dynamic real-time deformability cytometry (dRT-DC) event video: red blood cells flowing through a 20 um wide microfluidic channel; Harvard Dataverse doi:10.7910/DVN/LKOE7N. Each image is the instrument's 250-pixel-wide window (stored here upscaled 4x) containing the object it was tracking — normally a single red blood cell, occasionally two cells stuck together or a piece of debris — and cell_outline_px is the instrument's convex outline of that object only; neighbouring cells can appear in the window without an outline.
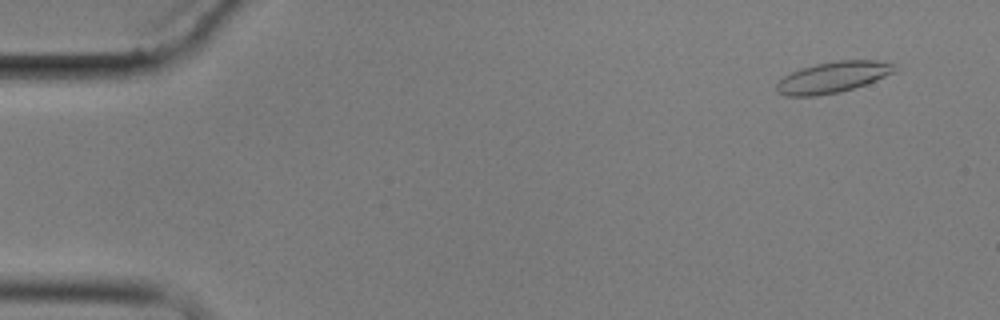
{"species": "common noctule bat (a hibernating species)", "species_latin": "Nyctalus noctula", "temperature_condition": "cold", "stored_images_in_passage": 7, "camera_frame_rate_fps": 3000, "um_per_image_px": 0.085, "animal": {"sex": "male", "body_mass_g": 17.9}, "frame": {"image": 1, "passage_image": 1, "time_ms": 0.0, "image_size_px": [1000, 320], "cell_outline_px": [[896, 72], [876, 80], [840, 92], [816, 96], [788, 96], [776, 92], [776, 84], [784, 76], [792, 72], [816, 64], [840, 60], [876, 60], [892, 64]], "centroid_in_image_um": [70.77, 6.57], "position_along_channel_um": 14.2, "area_um2": 21.04}}
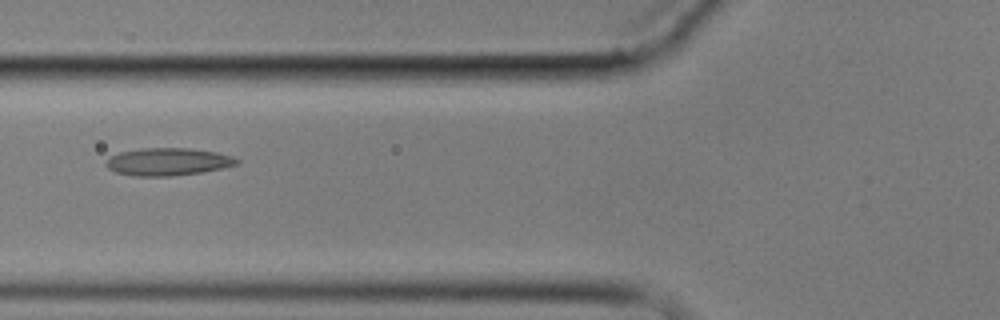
{"frame": {"image": 2, "passage_image": 6, "time_ms": 6.0, "image_size_px": [1000, 320], "cell_outline_px": [[240, 164], [200, 172], [172, 176], [132, 176], [116, 172], [108, 168], [104, 164], [112, 156], [120, 152], [144, 148], [192, 148], [216, 152], [232, 156], [240, 160]], "centroid_in_image_um": [14.29, 13.75], "position_along_channel_um": 111.5, "area_um2": 20.92}}
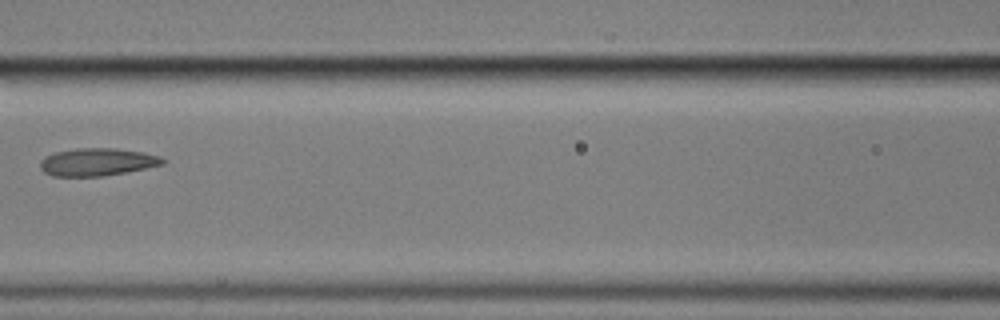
{"frame": {"image": 3, "passage_image": 7, "time_ms": 7.333, "image_size_px": [1000, 320], "cell_outline_px": [[168, 160], [164, 164], [104, 176], [52, 176], [44, 172], [40, 168], [40, 160], [44, 156], [56, 152], [76, 148], [116, 148], [140, 152], [160, 156]], "centroid_in_image_um": [8.24, 13.76], "position_along_channel_um": 158.4, "area_um2": 19.71}}